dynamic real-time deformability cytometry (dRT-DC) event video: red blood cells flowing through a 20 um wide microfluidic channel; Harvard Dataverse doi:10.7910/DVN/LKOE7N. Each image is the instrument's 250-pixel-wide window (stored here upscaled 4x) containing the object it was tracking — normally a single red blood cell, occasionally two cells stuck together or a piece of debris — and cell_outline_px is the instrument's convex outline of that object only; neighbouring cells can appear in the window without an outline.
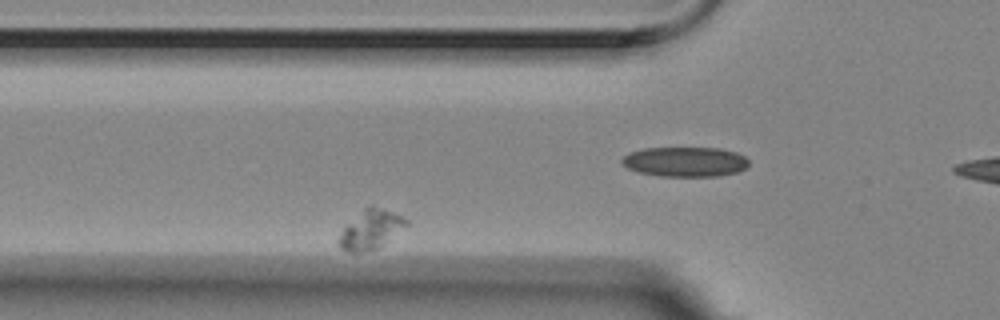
{"species": "Egyptian fruit bat (a non-hibernating species)", "species_latin": "Rousettus aegyptiacus", "temperature_condition": "room temperature", "stored_images_in_passage": 5, "camera_frame_rate_fps": 3000, "um_per_image_px": 0.085, "animal": {"sex": "female"}, "frame": {"image": 1, "passage_image": 4, "time_ms": 1.0, "image_size_px": [1000, 320], "cell_outline_px": [[408, 224], [380, 248], [372, 252], [348, 252], [340, 248], [336, 244], [336, 240], [344, 228], [368, 204], [372, 204], [392, 212], [408, 220]], "centroid_in_image_um": [31.49, 19.54], "position_along_channel_um": 94.3, "area_um2": 15.55}}